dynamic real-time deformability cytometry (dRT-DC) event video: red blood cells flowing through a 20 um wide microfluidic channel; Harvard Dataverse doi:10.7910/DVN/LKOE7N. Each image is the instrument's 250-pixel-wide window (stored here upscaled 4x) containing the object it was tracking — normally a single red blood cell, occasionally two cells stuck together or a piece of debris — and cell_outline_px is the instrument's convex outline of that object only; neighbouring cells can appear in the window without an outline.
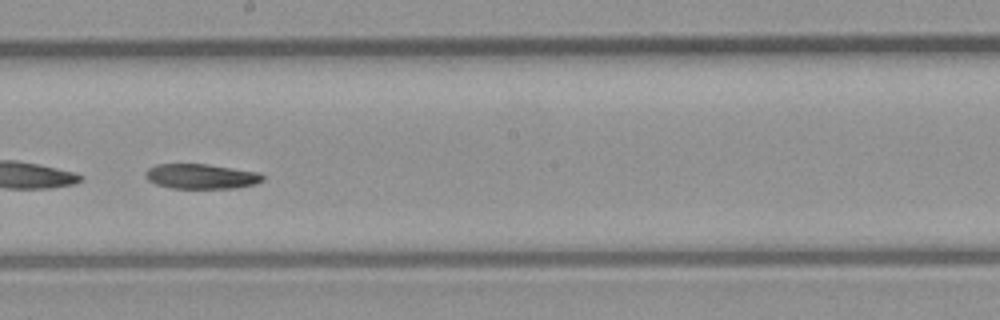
{"species": "common noctule bat (a hibernating species)", "species_latin": "Nyctalus noctula", "temperature_condition": "room temperature", "stored_images_in_passage": 47, "camera_frame_rate_fps": 3000, "um_per_image_px": 0.085, "animal": {"sex": "male", "body_mass_g": 23.1, "forearm_length_mm": 52.7}, "frame": {"image": 1, "passage_image": 27, "time_ms": 8.667, "image_size_px": [1000, 320], "cell_outline_px": [[264, 180], [256, 184], [236, 188], [172, 188], [156, 184], [148, 180], [144, 176], [144, 172], [148, 168], [156, 164], [208, 164], [260, 172], [264, 176]], "centroid_in_image_um": [17.11, 14.99], "position_along_channel_um": 231.1, "area_um2": 17.22}}